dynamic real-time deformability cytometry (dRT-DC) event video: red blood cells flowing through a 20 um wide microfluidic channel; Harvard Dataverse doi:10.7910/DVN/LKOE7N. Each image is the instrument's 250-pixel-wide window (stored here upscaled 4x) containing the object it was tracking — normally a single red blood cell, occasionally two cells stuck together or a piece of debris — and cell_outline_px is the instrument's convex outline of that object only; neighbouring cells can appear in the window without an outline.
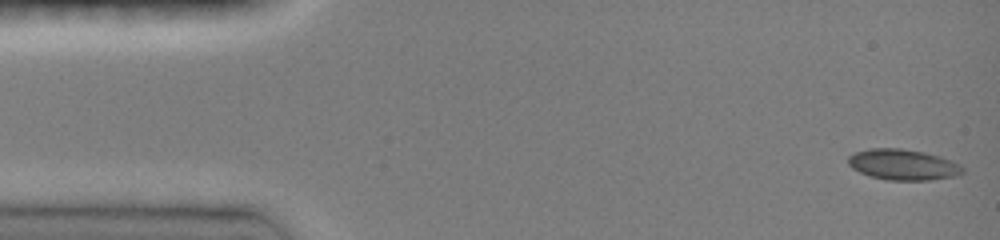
{"species": "common noctule bat (a hibernating species)", "species_latin": "Nyctalus noctula", "temperature_condition": "room temperature", "stored_images_in_passage": 47, "camera_frame_rate_fps": 3000, "um_per_image_px": 0.085, "animal": {"sex": "female", "body_mass_g": 19.0, "forearm_length_mm": 51.5}, "frame": {"image": 1, "passage_image": 1, "time_ms": 0.0, "image_size_px": [1000, 240], "cell_outline_px": [[964, 172], [956, 176], [928, 180], [888, 180], [868, 176], [852, 168], [848, 164], [848, 156], [856, 152], [868, 148], [900, 148], [924, 152], [940, 156], [952, 160], [960, 164], [964, 168]], "centroid_in_image_um": [76.76, 13.99], "position_along_channel_um": 8.2, "area_um2": 20.69}}
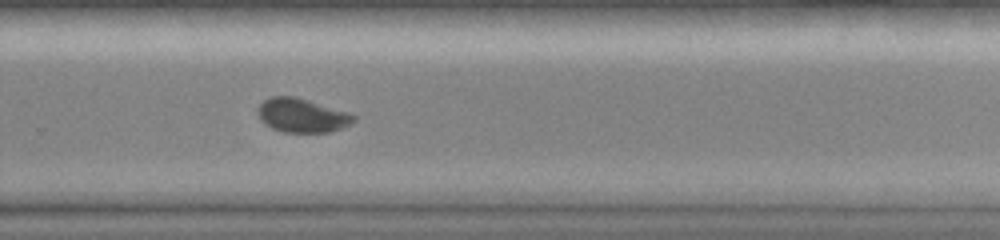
{"frame": {"image": 2, "passage_image": 31, "time_ms": 10.0, "image_size_px": [1000, 240], "cell_outline_px": [[356, 120], [340, 128], [328, 132], [284, 132], [272, 128], [264, 124], [260, 120], [256, 112], [260, 104], [264, 100], [272, 96], [296, 96], [348, 112], [356, 116]], "centroid_in_image_um": [25.63, 9.8], "position_along_channel_um": 304.2, "area_um2": 18.96}}
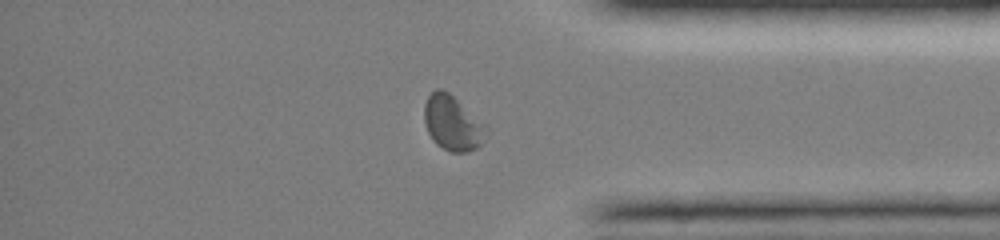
{"frame": {"image": 3, "passage_image": 38, "time_ms": 12.333, "image_size_px": [1000, 240], "cell_outline_px": [[488, 128], [480, 144], [476, 148], [468, 152], [452, 152], [436, 144], [432, 140], [428, 132], [424, 120], [424, 104], [428, 96], [436, 88], [444, 88], [488, 124]], "centroid_in_image_um": [38.48, 10.43], "position_along_channel_um": 396.7, "area_um2": 20.11}}